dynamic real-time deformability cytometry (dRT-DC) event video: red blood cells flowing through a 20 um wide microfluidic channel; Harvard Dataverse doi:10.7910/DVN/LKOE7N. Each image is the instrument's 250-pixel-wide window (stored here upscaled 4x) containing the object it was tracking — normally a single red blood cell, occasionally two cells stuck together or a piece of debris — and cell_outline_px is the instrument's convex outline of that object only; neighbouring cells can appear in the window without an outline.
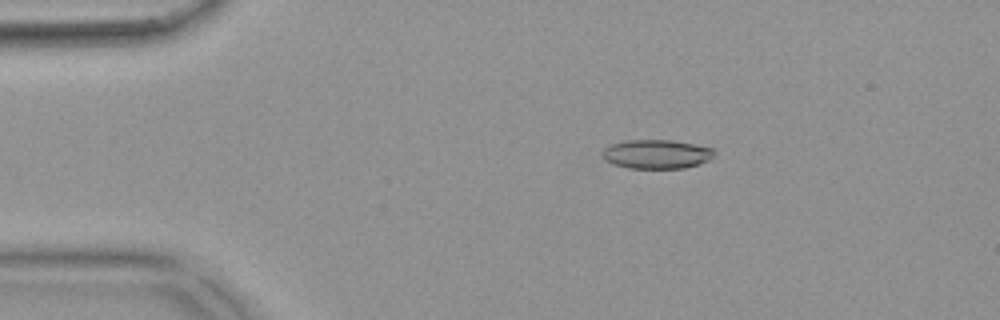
{"species": "common noctule bat (a hibernating species)", "species_latin": "Nyctalus noctula", "temperature_condition": "warm", "stored_images_in_passage": 55, "camera_frame_rate_fps": 3000, "um_per_image_px": 0.085, "animal": {"sex": "female", "body_mass_g": 18.4}, "frame": {"image": 1, "passage_image": 10, "time_ms": 3.0, "image_size_px": [1000, 320], "cell_outline_px": [[716, 152], [708, 160], [700, 164], [684, 168], [628, 168], [612, 164], [604, 160], [600, 156], [600, 152], [604, 148], [612, 144], [624, 140], [672, 140], [712, 148]], "centroid_in_image_um": [55.75, 13.1], "position_along_channel_um": 29.3, "area_um2": 19.07}}
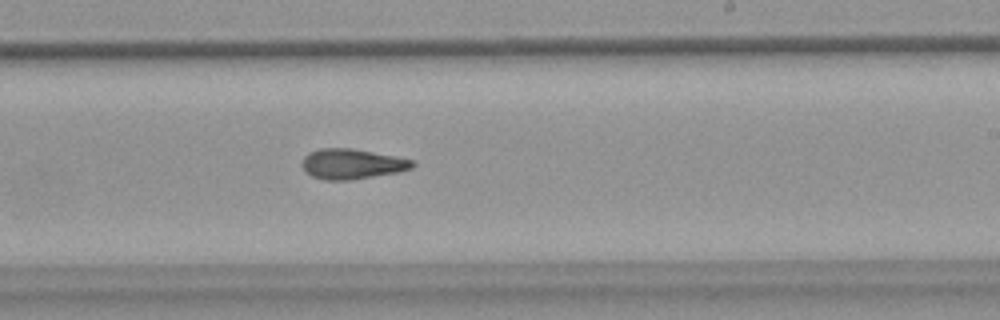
{"frame": {"image": 2, "passage_image": 33, "time_ms": 10.667, "image_size_px": [1000, 320], "cell_outline_px": [[416, 164], [412, 168], [400, 172], [348, 180], [324, 180], [312, 176], [304, 172], [300, 164], [304, 156], [308, 152], [320, 148], [352, 148], [396, 156], [412, 160]], "centroid_in_image_um": [29.88, 13.93], "position_along_channel_um": 259.1, "area_um2": 19.65}}
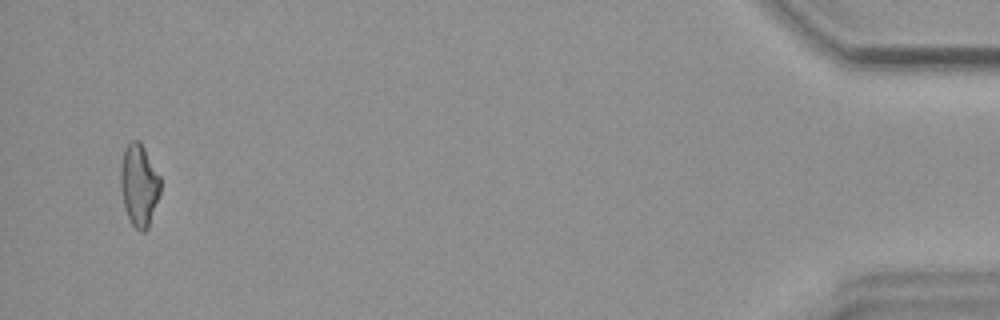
{"frame": {"image": 3, "passage_image": 53, "time_ms": 17.333, "image_size_px": [1000, 320], "cell_outline_px": [[160, 192], [148, 228], [144, 232], [140, 232], [132, 224], [124, 208], [120, 188], [120, 164], [124, 148], [132, 140], [140, 140], [160, 176]], "centroid_in_image_um": [11.8, 15.71], "position_along_channel_um": 423.4, "area_um2": 19.19}, "authors_computed_cell_mechanics": {"area_um2": 19.2474, "velocity_mm_per_s": 3.7115, "shape_relaxation_time_tau1_ms": null, "shape_relaxation_time_tau2_ms": 6.3985, "deformation_change_tau1": null, "deformation_change_tau2": 0.1675}}